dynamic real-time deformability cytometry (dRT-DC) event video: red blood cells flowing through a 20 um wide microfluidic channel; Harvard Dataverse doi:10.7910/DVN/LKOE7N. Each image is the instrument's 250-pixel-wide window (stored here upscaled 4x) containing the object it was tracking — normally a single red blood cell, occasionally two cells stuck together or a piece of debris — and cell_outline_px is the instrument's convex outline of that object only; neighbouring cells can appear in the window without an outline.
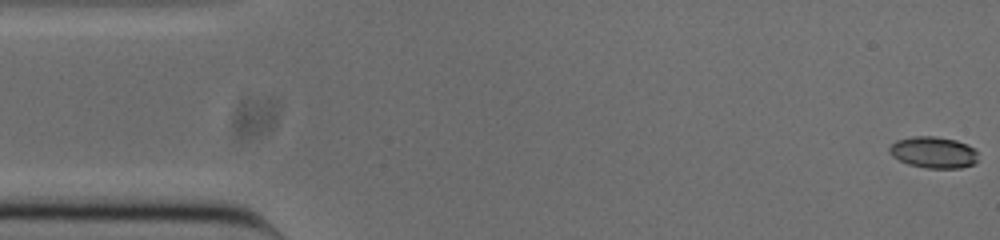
{"species": "common noctule bat (a hibernating species)", "species_latin": "Nyctalus noctula", "temperature_condition": "cold", "stored_images_in_passage": 9, "camera_frame_rate_fps": 3000, "um_per_image_px": 0.085, "animal": {"sex": "male", "body_mass_g": 20.0, "forearm_length_mm": 53.3}, "frame": {"image": 1, "passage_image": 1, "time_ms": 0.0, "image_size_px": [1000, 240], "cell_outline_px": [[976, 164], [960, 168], [924, 168], [908, 164], [892, 156], [888, 152], [888, 148], [896, 140], [912, 136], [936, 136], [956, 140], [968, 144], [976, 152]], "centroid_in_image_um": [79.32, 12.95], "position_along_channel_um": 5.7, "area_um2": 16.36}}